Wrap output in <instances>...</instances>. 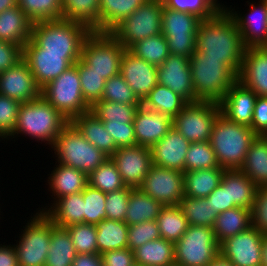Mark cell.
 <instances>
[{"label":"cell","mask_w":267,"mask_h":266,"mask_svg":"<svg viewBox=\"0 0 267 266\" xmlns=\"http://www.w3.org/2000/svg\"><path fill=\"white\" fill-rule=\"evenodd\" d=\"M245 49L235 21L224 8L213 17L201 20L196 51L202 53L203 58L221 59L239 75Z\"/></svg>","instance_id":"1"},{"label":"cell","mask_w":267,"mask_h":266,"mask_svg":"<svg viewBox=\"0 0 267 266\" xmlns=\"http://www.w3.org/2000/svg\"><path fill=\"white\" fill-rule=\"evenodd\" d=\"M90 33L86 25L63 18L35 22L23 53H53L64 54V58H81L83 42Z\"/></svg>","instance_id":"2"},{"label":"cell","mask_w":267,"mask_h":266,"mask_svg":"<svg viewBox=\"0 0 267 266\" xmlns=\"http://www.w3.org/2000/svg\"><path fill=\"white\" fill-rule=\"evenodd\" d=\"M70 123L58 110L48 103L42 96L29 102L21 103L16 127L7 139H17L26 136L35 142L44 143L52 147L57 136Z\"/></svg>","instance_id":"3"},{"label":"cell","mask_w":267,"mask_h":266,"mask_svg":"<svg viewBox=\"0 0 267 266\" xmlns=\"http://www.w3.org/2000/svg\"><path fill=\"white\" fill-rule=\"evenodd\" d=\"M256 137L249 126L235 123L220 112L213 124L209 142L220 167L240 170Z\"/></svg>","instance_id":"4"},{"label":"cell","mask_w":267,"mask_h":266,"mask_svg":"<svg viewBox=\"0 0 267 266\" xmlns=\"http://www.w3.org/2000/svg\"><path fill=\"white\" fill-rule=\"evenodd\" d=\"M189 62L195 101L219 103L238 80V75L221 59L203 58L195 51Z\"/></svg>","instance_id":"5"},{"label":"cell","mask_w":267,"mask_h":266,"mask_svg":"<svg viewBox=\"0 0 267 266\" xmlns=\"http://www.w3.org/2000/svg\"><path fill=\"white\" fill-rule=\"evenodd\" d=\"M55 162L78 169L89 175L109 157L89 143L70 122L57 136L50 149Z\"/></svg>","instance_id":"6"},{"label":"cell","mask_w":267,"mask_h":266,"mask_svg":"<svg viewBox=\"0 0 267 266\" xmlns=\"http://www.w3.org/2000/svg\"><path fill=\"white\" fill-rule=\"evenodd\" d=\"M14 248L19 266H45L51 242L52 221L41 211L31 213Z\"/></svg>","instance_id":"7"},{"label":"cell","mask_w":267,"mask_h":266,"mask_svg":"<svg viewBox=\"0 0 267 266\" xmlns=\"http://www.w3.org/2000/svg\"><path fill=\"white\" fill-rule=\"evenodd\" d=\"M41 96L70 122L90 111L82 95L77 66L73 64L59 77L41 89Z\"/></svg>","instance_id":"8"},{"label":"cell","mask_w":267,"mask_h":266,"mask_svg":"<svg viewBox=\"0 0 267 266\" xmlns=\"http://www.w3.org/2000/svg\"><path fill=\"white\" fill-rule=\"evenodd\" d=\"M162 0H147L109 33L125 48L162 33Z\"/></svg>","instance_id":"9"},{"label":"cell","mask_w":267,"mask_h":266,"mask_svg":"<svg viewBox=\"0 0 267 266\" xmlns=\"http://www.w3.org/2000/svg\"><path fill=\"white\" fill-rule=\"evenodd\" d=\"M124 51L125 48L109 32L91 31L83 42L80 60L108 80L120 74Z\"/></svg>","instance_id":"10"},{"label":"cell","mask_w":267,"mask_h":266,"mask_svg":"<svg viewBox=\"0 0 267 266\" xmlns=\"http://www.w3.org/2000/svg\"><path fill=\"white\" fill-rule=\"evenodd\" d=\"M213 228L189 225L183 236L174 243L175 263L182 266H208L219 254Z\"/></svg>","instance_id":"11"},{"label":"cell","mask_w":267,"mask_h":266,"mask_svg":"<svg viewBox=\"0 0 267 266\" xmlns=\"http://www.w3.org/2000/svg\"><path fill=\"white\" fill-rule=\"evenodd\" d=\"M202 18L163 6L162 35L167 39L172 55L190 58L196 51V34Z\"/></svg>","instance_id":"12"},{"label":"cell","mask_w":267,"mask_h":266,"mask_svg":"<svg viewBox=\"0 0 267 266\" xmlns=\"http://www.w3.org/2000/svg\"><path fill=\"white\" fill-rule=\"evenodd\" d=\"M220 112L219 103L200 100L190 102L172 119V125L189 142L209 141L213 124Z\"/></svg>","instance_id":"13"},{"label":"cell","mask_w":267,"mask_h":266,"mask_svg":"<svg viewBox=\"0 0 267 266\" xmlns=\"http://www.w3.org/2000/svg\"><path fill=\"white\" fill-rule=\"evenodd\" d=\"M139 189L163 206L179 205L184 194V172L153 165Z\"/></svg>","instance_id":"14"},{"label":"cell","mask_w":267,"mask_h":266,"mask_svg":"<svg viewBox=\"0 0 267 266\" xmlns=\"http://www.w3.org/2000/svg\"><path fill=\"white\" fill-rule=\"evenodd\" d=\"M247 13H240L239 10L228 7L223 3V8L235 21L245 48L267 47V6L266 0H260L258 4L255 1L249 2Z\"/></svg>","instance_id":"15"},{"label":"cell","mask_w":267,"mask_h":266,"mask_svg":"<svg viewBox=\"0 0 267 266\" xmlns=\"http://www.w3.org/2000/svg\"><path fill=\"white\" fill-rule=\"evenodd\" d=\"M263 234L253 226L220 244V254L233 266H261Z\"/></svg>","instance_id":"16"},{"label":"cell","mask_w":267,"mask_h":266,"mask_svg":"<svg viewBox=\"0 0 267 266\" xmlns=\"http://www.w3.org/2000/svg\"><path fill=\"white\" fill-rule=\"evenodd\" d=\"M121 175L123 183L139 188L152 166L151 149L141 145L120 147L110 156Z\"/></svg>","instance_id":"17"},{"label":"cell","mask_w":267,"mask_h":266,"mask_svg":"<svg viewBox=\"0 0 267 266\" xmlns=\"http://www.w3.org/2000/svg\"><path fill=\"white\" fill-rule=\"evenodd\" d=\"M157 82L170 88L187 103L195 102L189 58L170 54L157 67Z\"/></svg>","instance_id":"18"},{"label":"cell","mask_w":267,"mask_h":266,"mask_svg":"<svg viewBox=\"0 0 267 266\" xmlns=\"http://www.w3.org/2000/svg\"><path fill=\"white\" fill-rule=\"evenodd\" d=\"M0 94L20 103L29 102L41 96V88L24 59L0 73Z\"/></svg>","instance_id":"19"},{"label":"cell","mask_w":267,"mask_h":266,"mask_svg":"<svg viewBox=\"0 0 267 266\" xmlns=\"http://www.w3.org/2000/svg\"><path fill=\"white\" fill-rule=\"evenodd\" d=\"M120 75L141 102L158 84L157 67L135 56L128 49H125L121 58Z\"/></svg>","instance_id":"20"},{"label":"cell","mask_w":267,"mask_h":266,"mask_svg":"<svg viewBox=\"0 0 267 266\" xmlns=\"http://www.w3.org/2000/svg\"><path fill=\"white\" fill-rule=\"evenodd\" d=\"M190 143L172 127L160 141L150 148L152 164L185 172V158Z\"/></svg>","instance_id":"21"},{"label":"cell","mask_w":267,"mask_h":266,"mask_svg":"<svg viewBox=\"0 0 267 266\" xmlns=\"http://www.w3.org/2000/svg\"><path fill=\"white\" fill-rule=\"evenodd\" d=\"M136 145L151 148L173 127L172 118L141 105L133 120Z\"/></svg>","instance_id":"22"},{"label":"cell","mask_w":267,"mask_h":266,"mask_svg":"<svg viewBox=\"0 0 267 266\" xmlns=\"http://www.w3.org/2000/svg\"><path fill=\"white\" fill-rule=\"evenodd\" d=\"M257 94L236 81L219 102L221 113L229 120L251 127Z\"/></svg>","instance_id":"23"},{"label":"cell","mask_w":267,"mask_h":266,"mask_svg":"<svg viewBox=\"0 0 267 266\" xmlns=\"http://www.w3.org/2000/svg\"><path fill=\"white\" fill-rule=\"evenodd\" d=\"M238 81L257 96H267V47L245 49Z\"/></svg>","instance_id":"24"},{"label":"cell","mask_w":267,"mask_h":266,"mask_svg":"<svg viewBox=\"0 0 267 266\" xmlns=\"http://www.w3.org/2000/svg\"><path fill=\"white\" fill-rule=\"evenodd\" d=\"M23 59L29 65L36 83L42 89L80 58H64V54L53 53H23Z\"/></svg>","instance_id":"25"},{"label":"cell","mask_w":267,"mask_h":266,"mask_svg":"<svg viewBox=\"0 0 267 266\" xmlns=\"http://www.w3.org/2000/svg\"><path fill=\"white\" fill-rule=\"evenodd\" d=\"M56 166V167H55ZM47 176L48 191L52 194L51 205L66 195L82 192L88 185V175L76 168L55 163ZM54 196V197H53Z\"/></svg>","instance_id":"26"},{"label":"cell","mask_w":267,"mask_h":266,"mask_svg":"<svg viewBox=\"0 0 267 266\" xmlns=\"http://www.w3.org/2000/svg\"><path fill=\"white\" fill-rule=\"evenodd\" d=\"M37 208L44 212L58 227L66 228L73 224L84 223L83 191L57 199L52 205Z\"/></svg>","instance_id":"27"},{"label":"cell","mask_w":267,"mask_h":266,"mask_svg":"<svg viewBox=\"0 0 267 266\" xmlns=\"http://www.w3.org/2000/svg\"><path fill=\"white\" fill-rule=\"evenodd\" d=\"M32 22L18 5L0 13V41L15 43L22 48L31 39Z\"/></svg>","instance_id":"28"},{"label":"cell","mask_w":267,"mask_h":266,"mask_svg":"<svg viewBox=\"0 0 267 266\" xmlns=\"http://www.w3.org/2000/svg\"><path fill=\"white\" fill-rule=\"evenodd\" d=\"M71 123L82 136L105 155L110 157L118 149L104 123L90 111L75 117Z\"/></svg>","instance_id":"29"},{"label":"cell","mask_w":267,"mask_h":266,"mask_svg":"<svg viewBox=\"0 0 267 266\" xmlns=\"http://www.w3.org/2000/svg\"><path fill=\"white\" fill-rule=\"evenodd\" d=\"M221 181L228 186L229 203L251 209L258 186L240 170H225Z\"/></svg>","instance_id":"30"},{"label":"cell","mask_w":267,"mask_h":266,"mask_svg":"<svg viewBox=\"0 0 267 266\" xmlns=\"http://www.w3.org/2000/svg\"><path fill=\"white\" fill-rule=\"evenodd\" d=\"M251 209L234 207L219 213L213 231L218 244L251 227Z\"/></svg>","instance_id":"31"},{"label":"cell","mask_w":267,"mask_h":266,"mask_svg":"<svg viewBox=\"0 0 267 266\" xmlns=\"http://www.w3.org/2000/svg\"><path fill=\"white\" fill-rule=\"evenodd\" d=\"M240 171L258 187H267V136H257L252 142Z\"/></svg>","instance_id":"32"},{"label":"cell","mask_w":267,"mask_h":266,"mask_svg":"<svg viewBox=\"0 0 267 266\" xmlns=\"http://www.w3.org/2000/svg\"><path fill=\"white\" fill-rule=\"evenodd\" d=\"M135 264L168 266L175 262L174 242L159 238L133 250Z\"/></svg>","instance_id":"33"},{"label":"cell","mask_w":267,"mask_h":266,"mask_svg":"<svg viewBox=\"0 0 267 266\" xmlns=\"http://www.w3.org/2000/svg\"><path fill=\"white\" fill-rule=\"evenodd\" d=\"M222 167L184 172V194L192 198H206L221 182Z\"/></svg>","instance_id":"34"},{"label":"cell","mask_w":267,"mask_h":266,"mask_svg":"<svg viewBox=\"0 0 267 266\" xmlns=\"http://www.w3.org/2000/svg\"><path fill=\"white\" fill-rule=\"evenodd\" d=\"M163 207L161 203L144 194L139 188H135L130 192L124 222L131 226L144 221H154Z\"/></svg>","instance_id":"35"},{"label":"cell","mask_w":267,"mask_h":266,"mask_svg":"<svg viewBox=\"0 0 267 266\" xmlns=\"http://www.w3.org/2000/svg\"><path fill=\"white\" fill-rule=\"evenodd\" d=\"M76 255L68 230L52 222L51 242L45 266H72Z\"/></svg>","instance_id":"36"},{"label":"cell","mask_w":267,"mask_h":266,"mask_svg":"<svg viewBox=\"0 0 267 266\" xmlns=\"http://www.w3.org/2000/svg\"><path fill=\"white\" fill-rule=\"evenodd\" d=\"M147 0H100L99 32H110Z\"/></svg>","instance_id":"37"},{"label":"cell","mask_w":267,"mask_h":266,"mask_svg":"<svg viewBox=\"0 0 267 266\" xmlns=\"http://www.w3.org/2000/svg\"><path fill=\"white\" fill-rule=\"evenodd\" d=\"M98 254L127 248L128 225L124 221L104 219L96 224Z\"/></svg>","instance_id":"38"},{"label":"cell","mask_w":267,"mask_h":266,"mask_svg":"<svg viewBox=\"0 0 267 266\" xmlns=\"http://www.w3.org/2000/svg\"><path fill=\"white\" fill-rule=\"evenodd\" d=\"M100 0H62V18L99 32Z\"/></svg>","instance_id":"39"},{"label":"cell","mask_w":267,"mask_h":266,"mask_svg":"<svg viewBox=\"0 0 267 266\" xmlns=\"http://www.w3.org/2000/svg\"><path fill=\"white\" fill-rule=\"evenodd\" d=\"M187 102L167 86L157 84L143 100L142 105L152 111L176 117Z\"/></svg>","instance_id":"40"},{"label":"cell","mask_w":267,"mask_h":266,"mask_svg":"<svg viewBox=\"0 0 267 266\" xmlns=\"http://www.w3.org/2000/svg\"><path fill=\"white\" fill-rule=\"evenodd\" d=\"M161 238L176 242L178 241L189 227L179 205L164 206L156 218Z\"/></svg>","instance_id":"41"},{"label":"cell","mask_w":267,"mask_h":266,"mask_svg":"<svg viewBox=\"0 0 267 266\" xmlns=\"http://www.w3.org/2000/svg\"><path fill=\"white\" fill-rule=\"evenodd\" d=\"M189 225L213 228L218 213L207 198L184 196L179 204Z\"/></svg>","instance_id":"42"},{"label":"cell","mask_w":267,"mask_h":266,"mask_svg":"<svg viewBox=\"0 0 267 266\" xmlns=\"http://www.w3.org/2000/svg\"><path fill=\"white\" fill-rule=\"evenodd\" d=\"M149 64L160 66L170 55L167 39L161 34L142 39L128 49Z\"/></svg>","instance_id":"43"},{"label":"cell","mask_w":267,"mask_h":266,"mask_svg":"<svg viewBox=\"0 0 267 266\" xmlns=\"http://www.w3.org/2000/svg\"><path fill=\"white\" fill-rule=\"evenodd\" d=\"M140 106L99 100L91 106L90 112L102 122L133 123Z\"/></svg>","instance_id":"44"},{"label":"cell","mask_w":267,"mask_h":266,"mask_svg":"<svg viewBox=\"0 0 267 266\" xmlns=\"http://www.w3.org/2000/svg\"><path fill=\"white\" fill-rule=\"evenodd\" d=\"M17 5L32 23L62 18V0H17Z\"/></svg>","instance_id":"45"},{"label":"cell","mask_w":267,"mask_h":266,"mask_svg":"<svg viewBox=\"0 0 267 266\" xmlns=\"http://www.w3.org/2000/svg\"><path fill=\"white\" fill-rule=\"evenodd\" d=\"M88 184L104 193L118 191L126 187L110 157L88 175Z\"/></svg>","instance_id":"46"},{"label":"cell","mask_w":267,"mask_h":266,"mask_svg":"<svg viewBox=\"0 0 267 266\" xmlns=\"http://www.w3.org/2000/svg\"><path fill=\"white\" fill-rule=\"evenodd\" d=\"M218 167L216 154L209 141L190 143L185 158V172Z\"/></svg>","instance_id":"47"},{"label":"cell","mask_w":267,"mask_h":266,"mask_svg":"<svg viewBox=\"0 0 267 266\" xmlns=\"http://www.w3.org/2000/svg\"><path fill=\"white\" fill-rule=\"evenodd\" d=\"M81 82L82 95L85 101L92 106L102 99L106 80L101 75L91 71L80 59L75 63Z\"/></svg>","instance_id":"48"},{"label":"cell","mask_w":267,"mask_h":266,"mask_svg":"<svg viewBox=\"0 0 267 266\" xmlns=\"http://www.w3.org/2000/svg\"><path fill=\"white\" fill-rule=\"evenodd\" d=\"M77 254L98 253L96 225L80 223L66 227Z\"/></svg>","instance_id":"49"},{"label":"cell","mask_w":267,"mask_h":266,"mask_svg":"<svg viewBox=\"0 0 267 266\" xmlns=\"http://www.w3.org/2000/svg\"><path fill=\"white\" fill-rule=\"evenodd\" d=\"M165 7L176 11L194 13L202 19L213 17L223 3L218 0H162Z\"/></svg>","instance_id":"50"},{"label":"cell","mask_w":267,"mask_h":266,"mask_svg":"<svg viewBox=\"0 0 267 266\" xmlns=\"http://www.w3.org/2000/svg\"><path fill=\"white\" fill-rule=\"evenodd\" d=\"M84 223L96 225L106 219V193L87 185L83 190Z\"/></svg>","instance_id":"51"},{"label":"cell","mask_w":267,"mask_h":266,"mask_svg":"<svg viewBox=\"0 0 267 266\" xmlns=\"http://www.w3.org/2000/svg\"><path fill=\"white\" fill-rule=\"evenodd\" d=\"M101 100L126 105H142V102L120 74L106 80Z\"/></svg>","instance_id":"52"},{"label":"cell","mask_w":267,"mask_h":266,"mask_svg":"<svg viewBox=\"0 0 267 266\" xmlns=\"http://www.w3.org/2000/svg\"><path fill=\"white\" fill-rule=\"evenodd\" d=\"M21 103L0 94V141L7 140L16 127Z\"/></svg>","instance_id":"53"},{"label":"cell","mask_w":267,"mask_h":266,"mask_svg":"<svg viewBox=\"0 0 267 266\" xmlns=\"http://www.w3.org/2000/svg\"><path fill=\"white\" fill-rule=\"evenodd\" d=\"M159 238L161 235L156 220L131 225L128 226L127 248L133 251L143 244Z\"/></svg>","instance_id":"54"},{"label":"cell","mask_w":267,"mask_h":266,"mask_svg":"<svg viewBox=\"0 0 267 266\" xmlns=\"http://www.w3.org/2000/svg\"><path fill=\"white\" fill-rule=\"evenodd\" d=\"M133 189L132 187L126 186L121 190L106 193V218L115 221H125L128 199Z\"/></svg>","instance_id":"55"},{"label":"cell","mask_w":267,"mask_h":266,"mask_svg":"<svg viewBox=\"0 0 267 266\" xmlns=\"http://www.w3.org/2000/svg\"><path fill=\"white\" fill-rule=\"evenodd\" d=\"M251 225L267 235V187H258L251 208Z\"/></svg>","instance_id":"56"},{"label":"cell","mask_w":267,"mask_h":266,"mask_svg":"<svg viewBox=\"0 0 267 266\" xmlns=\"http://www.w3.org/2000/svg\"><path fill=\"white\" fill-rule=\"evenodd\" d=\"M103 123L105 129L111 135L118 148L136 145L133 123H123V122H103Z\"/></svg>","instance_id":"57"},{"label":"cell","mask_w":267,"mask_h":266,"mask_svg":"<svg viewBox=\"0 0 267 266\" xmlns=\"http://www.w3.org/2000/svg\"><path fill=\"white\" fill-rule=\"evenodd\" d=\"M23 59V48L15 43L0 41V73Z\"/></svg>","instance_id":"58"},{"label":"cell","mask_w":267,"mask_h":266,"mask_svg":"<svg viewBox=\"0 0 267 266\" xmlns=\"http://www.w3.org/2000/svg\"><path fill=\"white\" fill-rule=\"evenodd\" d=\"M250 128L257 136H267V96H257Z\"/></svg>","instance_id":"59"},{"label":"cell","mask_w":267,"mask_h":266,"mask_svg":"<svg viewBox=\"0 0 267 266\" xmlns=\"http://www.w3.org/2000/svg\"><path fill=\"white\" fill-rule=\"evenodd\" d=\"M103 266H133L135 264L133 251L129 248L111 250L101 254Z\"/></svg>","instance_id":"60"},{"label":"cell","mask_w":267,"mask_h":266,"mask_svg":"<svg viewBox=\"0 0 267 266\" xmlns=\"http://www.w3.org/2000/svg\"><path fill=\"white\" fill-rule=\"evenodd\" d=\"M206 198L218 214L235 207L233 203H229L228 186L222 181Z\"/></svg>","instance_id":"61"},{"label":"cell","mask_w":267,"mask_h":266,"mask_svg":"<svg viewBox=\"0 0 267 266\" xmlns=\"http://www.w3.org/2000/svg\"><path fill=\"white\" fill-rule=\"evenodd\" d=\"M0 266H19L13 244H0Z\"/></svg>","instance_id":"62"},{"label":"cell","mask_w":267,"mask_h":266,"mask_svg":"<svg viewBox=\"0 0 267 266\" xmlns=\"http://www.w3.org/2000/svg\"><path fill=\"white\" fill-rule=\"evenodd\" d=\"M72 266H103L101 254H77Z\"/></svg>","instance_id":"63"},{"label":"cell","mask_w":267,"mask_h":266,"mask_svg":"<svg viewBox=\"0 0 267 266\" xmlns=\"http://www.w3.org/2000/svg\"><path fill=\"white\" fill-rule=\"evenodd\" d=\"M208 266H233L232 263L219 254Z\"/></svg>","instance_id":"64"},{"label":"cell","mask_w":267,"mask_h":266,"mask_svg":"<svg viewBox=\"0 0 267 266\" xmlns=\"http://www.w3.org/2000/svg\"><path fill=\"white\" fill-rule=\"evenodd\" d=\"M261 266H267V235H263Z\"/></svg>","instance_id":"65"},{"label":"cell","mask_w":267,"mask_h":266,"mask_svg":"<svg viewBox=\"0 0 267 266\" xmlns=\"http://www.w3.org/2000/svg\"><path fill=\"white\" fill-rule=\"evenodd\" d=\"M17 5V0H0V13Z\"/></svg>","instance_id":"66"},{"label":"cell","mask_w":267,"mask_h":266,"mask_svg":"<svg viewBox=\"0 0 267 266\" xmlns=\"http://www.w3.org/2000/svg\"><path fill=\"white\" fill-rule=\"evenodd\" d=\"M168 266H182V265H180V264H177V263H173V264H171V265H168Z\"/></svg>","instance_id":"67"}]
</instances>
